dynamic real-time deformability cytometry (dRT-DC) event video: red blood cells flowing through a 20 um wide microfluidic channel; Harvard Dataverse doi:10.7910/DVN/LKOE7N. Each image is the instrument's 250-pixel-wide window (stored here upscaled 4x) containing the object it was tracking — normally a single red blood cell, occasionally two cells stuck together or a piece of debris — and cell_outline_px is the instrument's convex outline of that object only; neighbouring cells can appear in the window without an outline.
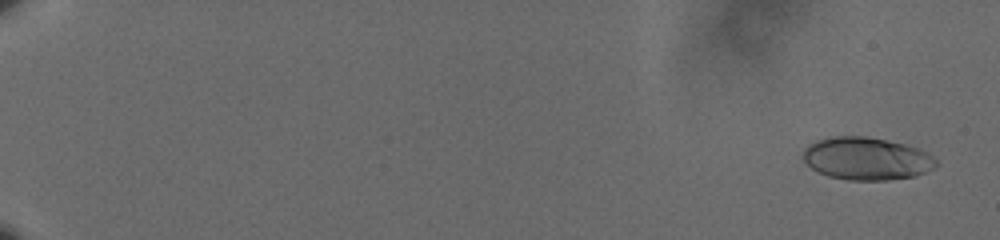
{"species": "human", "species_latin": "Homo sapiens", "temperature_condition": "cold", "stored_images_in_passage": 61, "camera_frame_rate_fps": 3000, "um_per_image_px": 0.085, "donor": {"sex": "male"}, "frame": {"image": 1, "passage_image": 3, "time_ms": 0.667, "image_size_px": [1000, 240], "cell_outline_px": [[936, 164], [932, 168], [916, 176], [888, 180], [848, 180], [828, 176], [812, 168], [800, 156], [804, 148], [808, 144], [816, 140], [832, 136], [864, 136], [888, 140], [920, 148], [932, 156], [936, 160]], "centroid_in_image_um": [73.62, 13.47], "position_along_channel_um": 11.4, "area_um2": 33.18}}
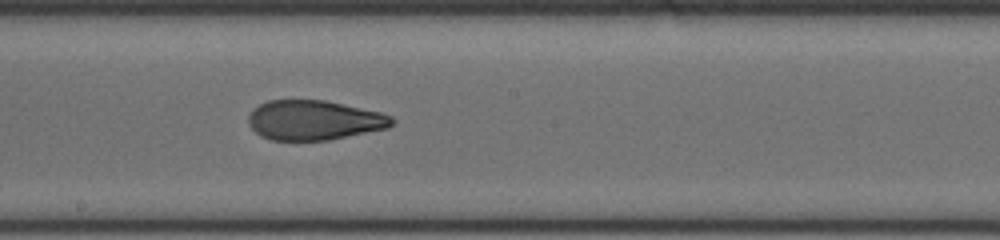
{"frame": {"image": 2, "passage_image": 38, "time_ms": 12.333, "image_size_px": [1000, 240], "cell_outline_px": [[396, 120], [388, 128], [328, 140], [272, 140], [260, 136], [248, 124], [248, 116], [252, 108], [268, 100], [324, 100], [380, 112], [392, 116]], "centroid_in_image_um": [26.68, 10.21], "position_along_channel_um": 221.5, "area_um2": 33.23}}
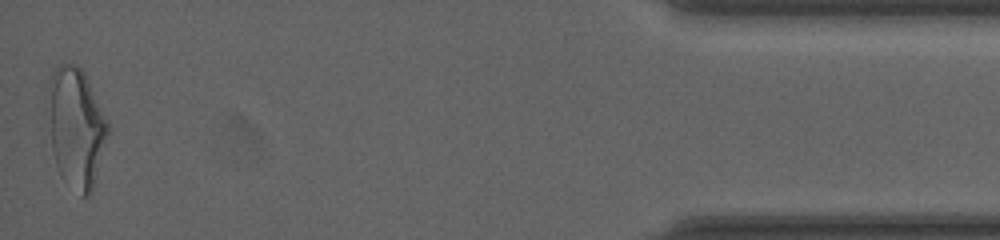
{"frame": {"image": 3, "passage_image": 61, "time_ms": 20.0, "image_size_px": [1000, 240], "cell_outline_px": [[108, 136], [92, 192], [88, 196], [80, 196], [60, 176], [56, 164], [52, 148], [48, 88], [48, 80], [52, 72], [60, 64], [76, 64], [84, 72], [108, 124]], "centroid_in_image_um": [6.47, 10.87], "position_along_channel_um": 428.7, "area_um2": 41.15}, "authors_computed_cell_mechanics": {"area_um2": 33.8708, "velocity_mm_per_s": 3.6039, "shape_relaxation_time_tau1_ms": 8.099, "shape_relaxation_time_tau2_ms": 1.7864, "deformation_change_tau1": 0.2192, "deformation_change_tau2": 0.0911}}